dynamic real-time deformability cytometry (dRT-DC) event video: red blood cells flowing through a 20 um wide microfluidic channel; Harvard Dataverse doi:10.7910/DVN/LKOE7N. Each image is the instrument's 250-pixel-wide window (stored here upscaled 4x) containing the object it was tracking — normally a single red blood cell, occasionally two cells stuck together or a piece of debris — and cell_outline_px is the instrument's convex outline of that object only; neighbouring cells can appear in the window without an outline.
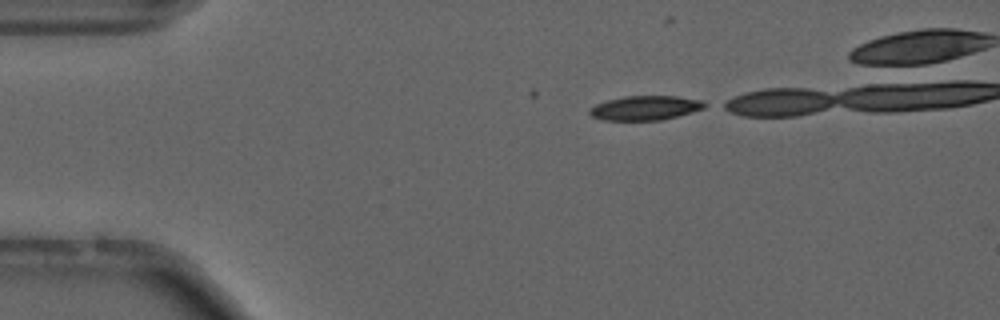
{"species": "common noctule bat (a hibernating species)", "species_latin": "Nyctalus noctula", "temperature_condition": "cold", "stored_images_in_passage": 7, "camera_frame_rate_fps": 3000, "um_per_image_px": 0.085, "animal": {"sex": "male", "forearm_length_mm": 52.5}, "frame": {"image": 1, "passage_image": 2, "time_ms": 0.333, "image_size_px": [1000, 320], "cell_outline_px": [[712, 104], [704, 108], [676, 116], [660, 120], [604, 120], [592, 116], [588, 112], [588, 108], [596, 104], [608, 100], [624, 96], [676, 96], [704, 100]], "centroid_in_image_um": [54.88, 9.16], "position_along_channel_um": 30.1, "area_um2": 16.42}}